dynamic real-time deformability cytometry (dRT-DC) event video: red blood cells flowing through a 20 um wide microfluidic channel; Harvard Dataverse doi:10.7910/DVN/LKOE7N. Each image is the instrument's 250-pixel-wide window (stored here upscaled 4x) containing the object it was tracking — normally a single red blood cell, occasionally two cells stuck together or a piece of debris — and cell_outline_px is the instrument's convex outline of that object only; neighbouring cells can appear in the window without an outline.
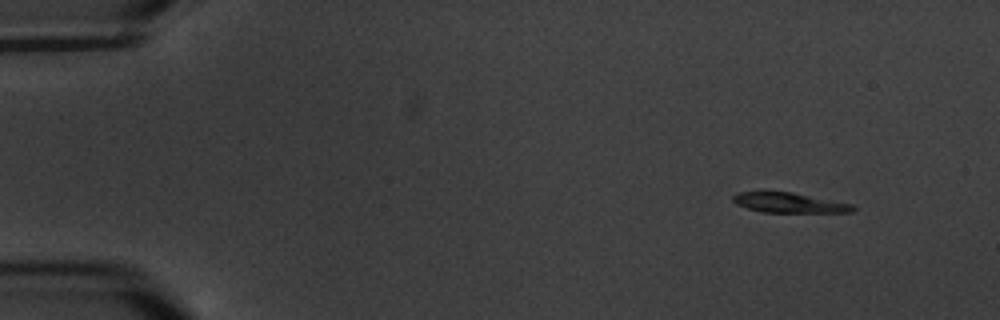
{"species": "common noctule bat (a hibernating species)", "species_latin": "Nyctalus noctula", "temperature_condition": "warm", "stored_images_in_passage": 3, "camera_frame_rate_fps": 3000, "um_per_image_px": 0.085, "animal": {"sex": "male", "body_mass_g": 20.1, "forearm_length_mm": 53.5}, "frame": {"image": 1, "passage_image": 1, "time_ms": 0.0, "image_size_px": [1000, 320], "cell_outline_px": [[856, 208], [852, 212], [764, 212], [748, 208], [736, 204], [732, 200], [732, 196], [736, 192], [792, 192], [852, 204]], "centroid_in_image_um": [67.06, 17.23], "position_along_channel_um": 17.9, "area_um2": 13.76}}